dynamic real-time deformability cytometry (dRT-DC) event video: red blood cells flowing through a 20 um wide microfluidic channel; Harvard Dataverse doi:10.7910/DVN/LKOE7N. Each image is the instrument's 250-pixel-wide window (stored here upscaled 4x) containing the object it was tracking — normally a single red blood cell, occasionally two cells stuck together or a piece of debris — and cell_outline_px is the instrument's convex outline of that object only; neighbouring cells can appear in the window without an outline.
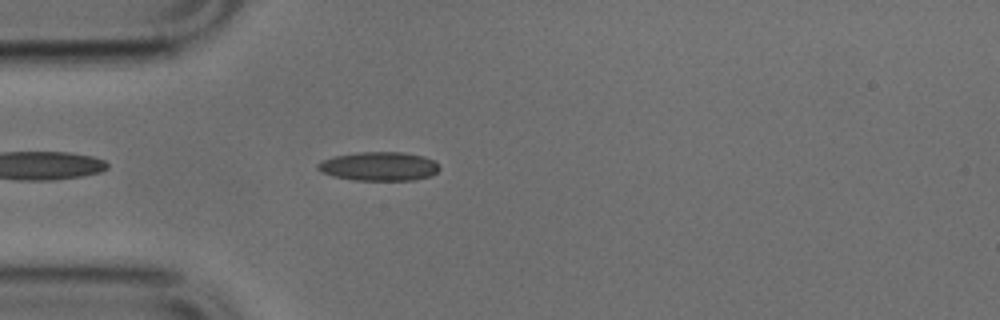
{"species": "common noctule bat (a hibernating species)", "species_latin": "Nyctalus noctula", "temperature_condition": "cold", "stored_images_in_passage": 41, "camera_frame_rate_fps": 3000, "um_per_image_px": 0.085, "animal": {"sex": "male", "body_mass_g": 17.9, "forearm_length_mm": 54.2}, "frame": {"image": 1, "passage_image": 4, "time_ms": 1.0, "image_size_px": [1000, 320], "cell_outline_px": [[440, 168], [432, 176], [416, 180], [356, 180], [332, 176], [320, 172], [316, 168], [316, 164], [320, 160], [336, 156], [360, 152], [404, 152], [424, 156], [432, 160]], "centroid_in_image_um": [32.19, 14.14], "position_along_channel_um": 52.8, "area_um2": 20.58}}
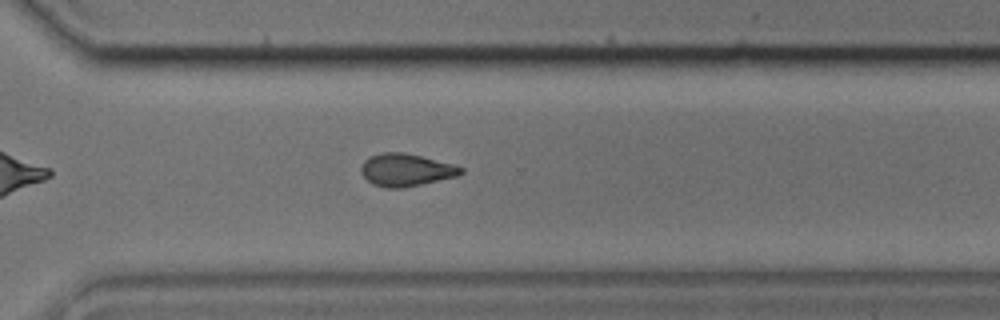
{"frame": {"image": 2, "passage_image": 26, "time_ms": 8.333, "image_size_px": [1000, 320], "cell_outline_px": [[464, 172], [460, 176], [404, 188], [388, 188], [372, 184], [360, 172], [360, 168], [364, 160], [380, 152], [404, 152], [456, 164], [464, 168]], "centroid_in_image_um": [34.56, 14.44], "position_along_channel_um": 336.0, "area_um2": 19.25}}
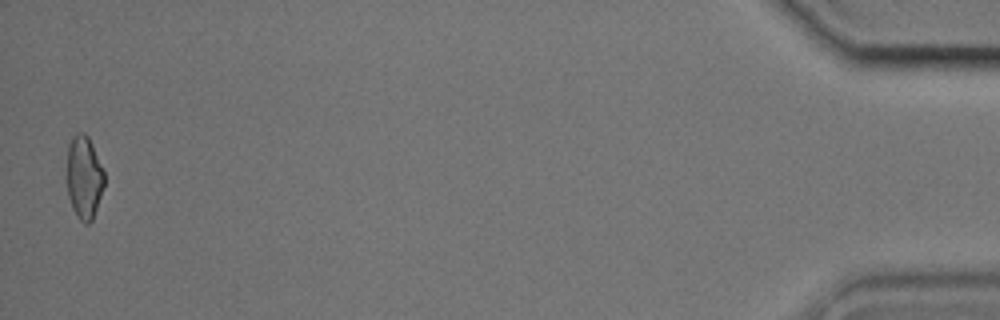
{"frame": {"image": 3, "passage_image": 40, "time_ms": 13.0, "image_size_px": [1000, 320], "cell_outline_px": [[104, 184], [92, 220], [88, 224], [84, 224], [80, 220], [72, 208], [68, 196], [68, 144], [72, 136], [76, 132], [84, 132], [88, 136], [92, 144], [104, 172]], "centroid_in_image_um": [7.14, 15.05], "position_along_channel_um": 428.1, "area_um2": 17.86}}